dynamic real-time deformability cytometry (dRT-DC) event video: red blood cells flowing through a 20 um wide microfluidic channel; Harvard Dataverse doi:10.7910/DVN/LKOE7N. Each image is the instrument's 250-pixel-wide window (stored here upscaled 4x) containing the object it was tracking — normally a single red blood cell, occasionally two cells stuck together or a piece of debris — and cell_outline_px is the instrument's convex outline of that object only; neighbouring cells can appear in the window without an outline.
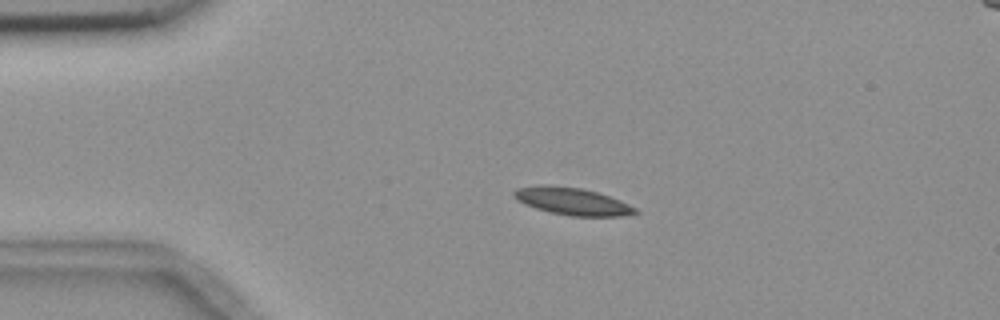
{"species": "common noctule bat (a hibernating species)", "species_latin": "Nyctalus noctula", "temperature_condition": "room temperature", "stored_images_in_passage": 3, "camera_frame_rate_fps": 3000, "um_per_image_px": 0.085, "animal": {"sex": "female", "body_mass_g": 18.4}, "frame": {"image": 1, "passage_image": 2, "time_ms": 1.333, "image_size_px": [1000, 320], "cell_outline_px": [[640, 212], [624, 216], [572, 216], [552, 212], [536, 208], [524, 204], [516, 200], [512, 196], [512, 192], [516, 188], [540, 184], [544, 184], [580, 188], [596, 192], [620, 200], [636, 208]], "centroid_in_image_um": [48.6, 17.1], "position_along_channel_um": 36.4, "area_um2": 19.31}}